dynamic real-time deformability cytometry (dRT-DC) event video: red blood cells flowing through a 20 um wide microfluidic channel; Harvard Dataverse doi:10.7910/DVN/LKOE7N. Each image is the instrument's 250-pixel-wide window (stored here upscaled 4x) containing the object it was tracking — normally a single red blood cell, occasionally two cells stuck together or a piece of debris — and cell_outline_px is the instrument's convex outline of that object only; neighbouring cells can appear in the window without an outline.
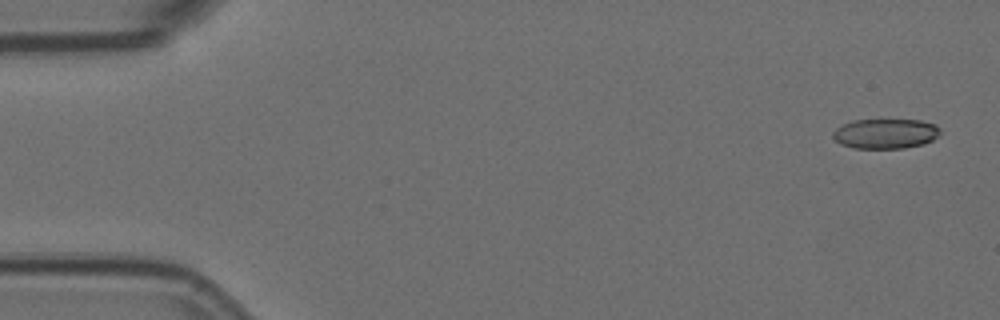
{"species": "Egyptian fruit bat (a non-hibernating species)", "species_latin": "Rousettus aegyptiacus", "temperature_condition": "room temperature", "stored_images_in_passage": 24, "camera_frame_rate_fps": 3000, "um_per_image_px": 0.085, "animal": {"sex": "female"}, "frame": {"image": 1, "passage_image": 1, "time_ms": 0.0, "image_size_px": [1000, 320], "cell_outline_px": [[940, 132], [932, 140], [924, 144], [904, 148], [852, 148], [840, 144], [832, 136], [832, 132], [836, 128], [852, 120], [880, 116], [920, 120], [936, 124], [940, 128]], "centroid_in_image_um": [75.25, 11.3], "position_along_channel_um": 9.7, "area_um2": 19.71}}
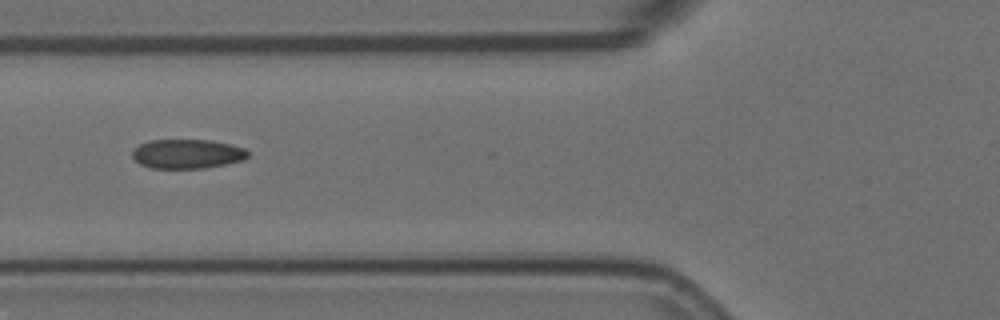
{"frame": {"image": 2, "passage_image": 20, "time_ms": 6.333, "image_size_px": [1000, 320], "cell_outline_px": [[248, 156], [244, 160], [204, 168], [148, 168], [140, 164], [132, 156], [132, 152], [140, 144], [148, 140], [212, 140], [244, 148], [248, 152]], "centroid_in_image_um": [15.9, 13.08], "position_along_channel_um": 109.9, "area_um2": 19.65}}
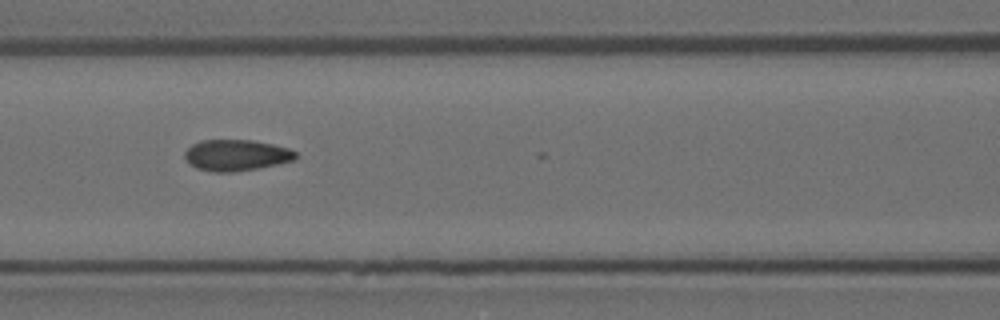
{"frame": {"image": 3, "passage_image": 23, "time_ms": 7.333, "image_size_px": [1000, 320], "cell_outline_px": [[300, 156], [292, 160], [276, 164], [256, 168], [232, 172], [216, 172], [196, 168], [184, 156], [184, 152], [192, 144], [200, 140], [252, 140], [272, 144], [288, 148], [296, 152]], "centroid_in_image_um": [20.08, 13.18], "position_along_channel_um": 146.5, "area_um2": 19.94}}